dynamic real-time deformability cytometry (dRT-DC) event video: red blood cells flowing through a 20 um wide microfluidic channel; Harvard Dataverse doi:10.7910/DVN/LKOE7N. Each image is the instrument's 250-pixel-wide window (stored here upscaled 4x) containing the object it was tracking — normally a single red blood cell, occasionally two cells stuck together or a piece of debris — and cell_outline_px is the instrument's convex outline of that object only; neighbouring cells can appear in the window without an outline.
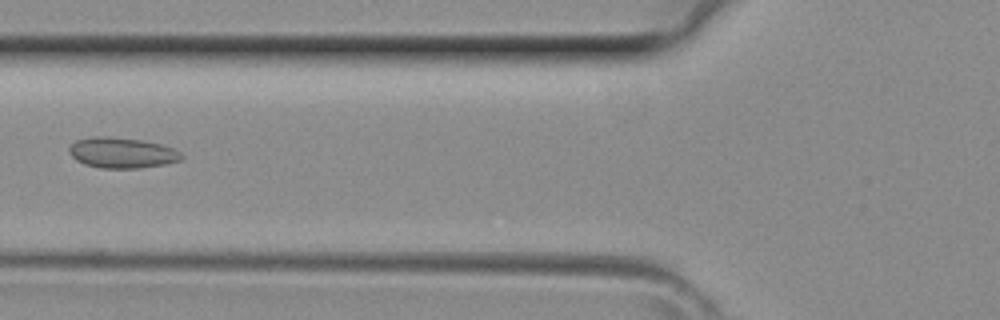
{"species": "common noctule bat (a hibernating species)", "species_latin": "Nyctalus noctula", "temperature_condition": "room temperature", "stored_images_in_passage": 34, "camera_frame_rate_fps": 3000, "um_per_image_px": 0.085, "animal": {"sex": "female", "body_mass_g": 29.2, "forearm_length_mm": 56.3}, "frame": {"image": 1, "passage_image": 8, "time_ms": 2.333, "image_size_px": [1000, 320], "cell_outline_px": [[184, 156], [180, 160], [164, 164], [140, 168], [100, 168], [84, 164], [76, 160], [68, 152], [68, 148], [76, 140], [92, 136], [104, 136], [140, 140], [160, 144], [172, 148], [180, 152]], "centroid_in_image_um": [10.33, 12.99], "position_along_channel_um": 115.5, "area_um2": 19.94}}
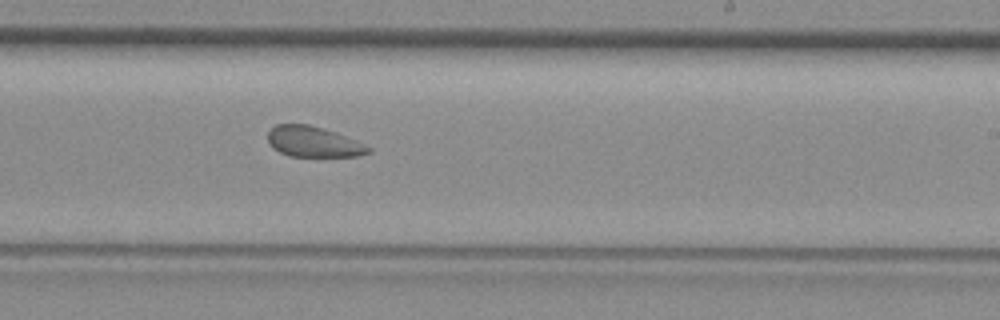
{"frame": {"image": 2, "passage_image": 17, "time_ms": 5.333, "image_size_px": [1000, 320], "cell_outline_px": [[372, 152], [356, 156], [288, 156], [272, 148], [268, 140], [268, 132], [276, 124], [308, 124], [344, 136], [372, 148]], "centroid_in_image_um": [26.6, 12.06], "position_along_channel_um": 262.4, "area_um2": 17.57}}
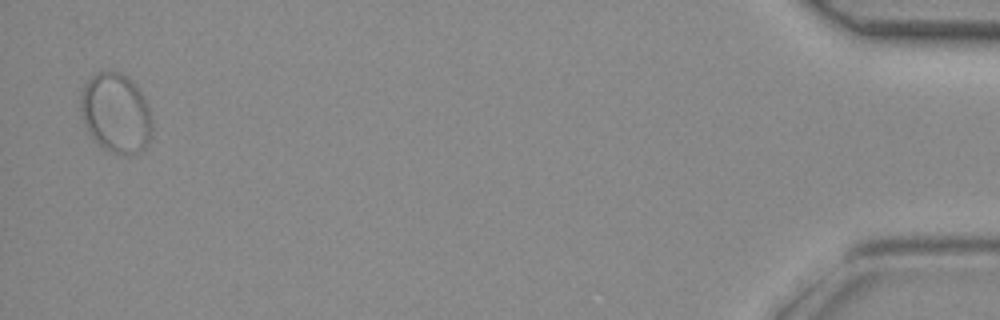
{"frame": {"image": 3, "passage_image": 33, "time_ms": 10.667, "image_size_px": [1000, 320], "cell_outline_px": [[152, 136], [148, 144], [140, 152], [132, 156], [116, 152], [104, 148], [88, 132], [84, 124], [80, 108], [80, 96], [84, 84], [96, 72], [120, 72], [128, 76], [132, 80], [140, 92], [148, 108], [152, 120]], "centroid_in_image_um": [9.86, 9.61], "position_along_channel_um": 425.3, "area_um2": 33.12}}